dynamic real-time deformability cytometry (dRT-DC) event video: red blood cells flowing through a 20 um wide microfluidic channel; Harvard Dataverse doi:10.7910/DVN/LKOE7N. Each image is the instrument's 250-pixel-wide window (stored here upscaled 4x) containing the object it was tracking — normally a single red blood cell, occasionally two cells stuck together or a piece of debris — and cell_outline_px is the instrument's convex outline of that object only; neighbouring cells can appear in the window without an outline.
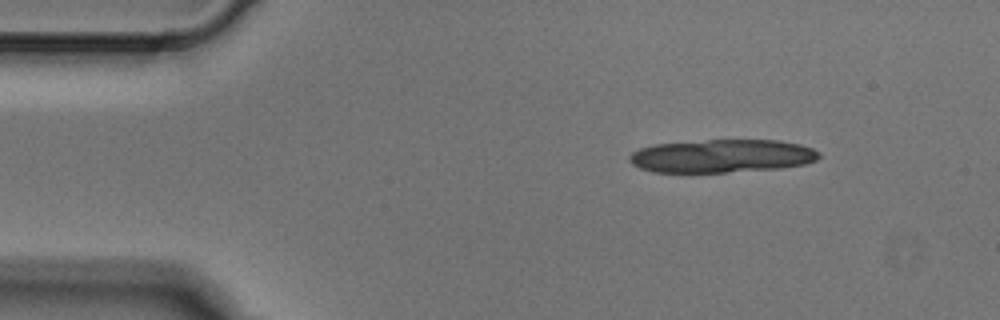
{"species": "Egyptian fruit bat (a non-hibernating species)", "species_latin": "Rousettus aegyptiacus", "temperature_condition": "cold", "stored_images_in_passage": 3, "camera_frame_rate_fps": 3000, "um_per_image_px": 0.085, "animal": {"sex": "male"}, "frame": {"image": 1, "passage_image": 2, "time_ms": 0.333, "image_size_px": [1000, 320], "cell_outline_px": [[820, 156], [816, 160], [804, 164], [780, 168], [724, 172], [652, 172], [640, 168], [632, 164], [628, 160], [628, 156], [632, 152], [640, 148], [656, 144], [708, 140], [780, 140], [800, 144], [812, 148], [820, 152]], "centroid_in_image_um": [61.36, 13.26], "position_along_channel_um": 23.6, "area_um2": 36.65}}